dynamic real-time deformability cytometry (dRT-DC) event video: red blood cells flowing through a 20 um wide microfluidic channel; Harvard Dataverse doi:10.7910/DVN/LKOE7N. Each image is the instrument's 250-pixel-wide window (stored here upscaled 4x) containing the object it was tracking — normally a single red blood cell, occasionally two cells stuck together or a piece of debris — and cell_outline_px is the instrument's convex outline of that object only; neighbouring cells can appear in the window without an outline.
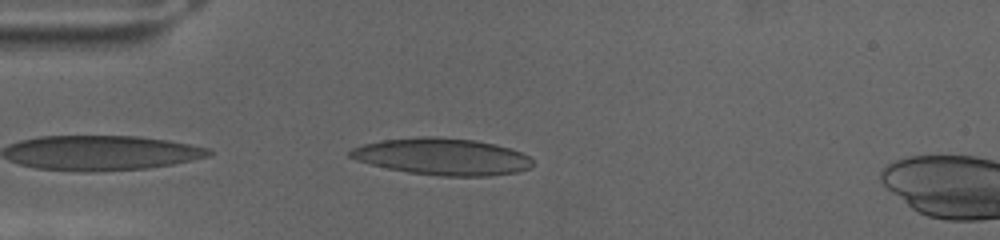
{"species": "human", "species_latin": "Homo sapiens", "temperature_condition": "cold", "stored_images_in_passage": 21, "camera_frame_rate_fps": 3000, "um_per_image_px": 0.085, "donor": {"sex": "female"}, "frame": {"image": 1, "passage_image": 2, "time_ms": 0.333, "image_size_px": [1000, 240], "cell_outline_px": [[532, 164], [528, 168], [516, 172], [488, 176], [444, 176], [408, 172], [388, 168], [356, 160], [348, 156], [348, 152], [352, 148], [364, 144], [380, 140], [420, 136], [436, 136], [476, 140], [496, 144], [520, 152], [528, 156], [532, 160]], "centroid_in_image_um": [37.57, 13.3], "position_along_channel_um": 47.4, "area_um2": 39.02}}
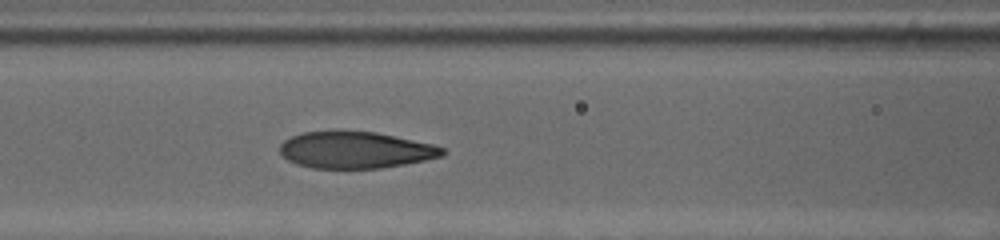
{"frame": {"image": 2, "passage_image": 13, "time_ms": 4.0, "image_size_px": [1000, 240], "cell_outline_px": [[448, 152], [440, 156], [424, 160], [404, 164], [380, 168], [312, 168], [296, 164], [288, 160], [280, 152], [280, 144], [284, 140], [300, 132], [340, 128], [376, 132], [432, 144], [444, 148]], "centroid_in_image_um": [30.16, 12.71], "position_along_channel_um": 136.4, "area_um2": 35.43}}
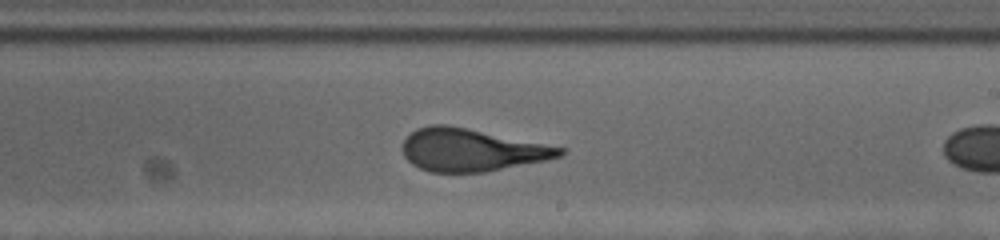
{"frame": {"image": 3, "passage_image": 20, "time_ms": 6.333, "image_size_px": [1000, 240], "cell_outline_px": [[564, 152], [560, 156], [544, 160], [484, 172], [432, 172], [420, 168], [412, 164], [404, 156], [404, 140], [416, 128], [432, 124], [444, 124], [564, 148]], "centroid_in_image_um": [40.01, 12.75], "position_along_channel_um": 249.0, "area_um2": 38.03}}